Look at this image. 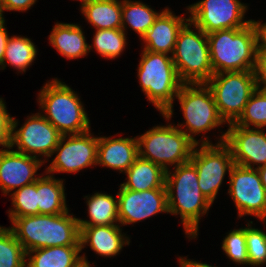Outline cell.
<instances>
[{
    "label": "cell",
    "instance_id": "obj_34",
    "mask_svg": "<svg viewBox=\"0 0 266 267\" xmlns=\"http://www.w3.org/2000/svg\"><path fill=\"white\" fill-rule=\"evenodd\" d=\"M222 249L226 256L238 265H249L245 227L229 232L223 239Z\"/></svg>",
    "mask_w": 266,
    "mask_h": 267
},
{
    "label": "cell",
    "instance_id": "obj_28",
    "mask_svg": "<svg viewBox=\"0 0 266 267\" xmlns=\"http://www.w3.org/2000/svg\"><path fill=\"white\" fill-rule=\"evenodd\" d=\"M37 55V49L31 39L21 36H11L5 49L2 67L5 69L6 63L14 66L20 73L32 65Z\"/></svg>",
    "mask_w": 266,
    "mask_h": 267
},
{
    "label": "cell",
    "instance_id": "obj_1",
    "mask_svg": "<svg viewBox=\"0 0 266 267\" xmlns=\"http://www.w3.org/2000/svg\"><path fill=\"white\" fill-rule=\"evenodd\" d=\"M174 169L173 173L166 171L168 210L173 215H180L185 234L189 239H195L200 217L208 213L212 203L201 192L198 173L191 161Z\"/></svg>",
    "mask_w": 266,
    "mask_h": 267
},
{
    "label": "cell",
    "instance_id": "obj_29",
    "mask_svg": "<svg viewBox=\"0 0 266 267\" xmlns=\"http://www.w3.org/2000/svg\"><path fill=\"white\" fill-rule=\"evenodd\" d=\"M126 31L120 29H97L93 38V45L89 50L95 48L98 54L104 58L115 59L121 55L126 42ZM93 46V47H92Z\"/></svg>",
    "mask_w": 266,
    "mask_h": 267
},
{
    "label": "cell",
    "instance_id": "obj_25",
    "mask_svg": "<svg viewBox=\"0 0 266 267\" xmlns=\"http://www.w3.org/2000/svg\"><path fill=\"white\" fill-rule=\"evenodd\" d=\"M63 180L51 174L37 179V199L39 214L56 215L67 212Z\"/></svg>",
    "mask_w": 266,
    "mask_h": 267
},
{
    "label": "cell",
    "instance_id": "obj_7",
    "mask_svg": "<svg viewBox=\"0 0 266 267\" xmlns=\"http://www.w3.org/2000/svg\"><path fill=\"white\" fill-rule=\"evenodd\" d=\"M189 20L179 31L172 60L183 83H206L214 74L207 34Z\"/></svg>",
    "mask_w": 266,
    "mask_h": 267
},
{
    "label": "cell",
    "instance_id": "obj_36",
    "mask_svg": "<svg viewBox=\"0 0 266 267\" xmlns=\"http://www.w3.org/2000/svg\"><path fill=\"white\" fill-rule=\"evenodd\" d=\"M253 72L256 89L266 92V52H257Z\"/></svg>",
    "mask_w": 266,
    "mask_h": 267
},
{
    "label": "cell",
    "instance_id": "obj_35",
    "mask_svg": "<svg viewBox=\"0 0 266 267\" xmlns=\"http://www.w3.org/2000/svg\"><path fill=\"white\" fill-rule=\"evenodd\" d=\"M13 117L6 110L5 103L0 98V145L4 148H11Z\"/></svg>",
    "mask_w": 266,
    "mask_h": 267
},
{
    "label": "cell",
    "instance_id": "obj_41",
    "mask_svg": "<svg viewBox=\"0 0 266 267\" xmlns=\"http://www.w3.org/2000/svg\"><path fill=\"white\" fill-rule=\"evenodd\" d=\"M264 189L266 190V165L258 169Z\"/></svg>",
    "mask_w": 266,
    "mask_h": 267
},
{
    "label": "cell",
    "instance_id": "obj_3",
    "mask_svg": "<svg viewBox=\"0 0 266 267\" xmlns=\"http://www.w3.org/2000/svg\"><path fill=\"white\" fill-rule=\"evenodd\" d=\"M138 79L148 101L153 103L166 120L171 119L173 101L183 84L172 56L143 50L138 65Z\"/></svg>",
    "mask_w": 266,
    "mask_h": 267
},
{
    "label": "cell",
    "instance_id": "obj_2",
    "mask_svg": "<svg viewBox=\"0 0 266 267\" xmlns=\"http://www.w3.org/2000/svg\"><path fill=\"white\" fill-rule=\"evenodd\" d=\"M9 227L26 252L53 246L80 245L78 218L69 211L10 218Z\"/></svg>",
    "mask_w": 266,
    "mask_h": 267
},
{
    "label": "cell",
    "instance_id": "obj_26",
    "mask_svg": "<svg viewBox=\"0 0 266 267\" xmlns=\"http://www.w3.org/2000/svg\"><path fill=\"white\" fill-rule=\"evenodd\" d=\"M87 200L89 220L78 218L79 226L114 225L119 223L118 198L106 193L84 196Z\"/></svg>",
    "mask_w": 266,
    "mask_h": 267
},
{
    "label": "cell",
    "instance_id": "obj_14",
    "mask_svg": "<svg viewBox=\"0 0 266 267\" xmlns=\"http://www.w3.org/2000/svg\"><path fill=\"white\" fill-rule=\"evenodd\" d=\"M97 146L98 137H93L90 130L81 134L62 135L53 151V155L56 152L57 155L46 168V174L76 173L89 166H96Z\"/></svg>",
    "mask_w": 266,
    "mask_h": 267
},
{
    "label": "cell",
    "instance_id": "obj_5",
    "mask_svg": "<svg viewBox=\"0 0 266 267\" xmlns=\"http://www.w3.org/2000/svg\"><path fill=\"white\" fill-rule=\"evenodd\" d=\"M42 114L62 135L90 130V120L79 96L57 78L48 81L38 94Z\"/></svg>",
    "mask_w": 266,
    "mask_h": 267
},
{
    "label": "cell",
    "instance_id": "obj_24",
    "mask_svg": "<svg viewBox=\"0 0 266 267\" xmlns=\"http://www.w3.org/2000/svg\"><path fill=\"white\" fill-rule=\"evenodd\" d=\"M81 12L96 30L122 28L121 0H90L81 5Z\"/></svg>",
    "mask_w": 266,
    "mask_h": 267
},
{
    "label": "cell",
    "instance_id": "obj_39",
    "mask_svg": "<svg viewBox=\"0 0 266 267\" xmlns=\"http://www.w3.org/2000/svg\"><path fill=\"white\" fill-rule=\"evenodd\" d=\"M8 35L9 34L5 28V19L4 17L0 18V68L2 66L5 49L8 43Z\"/></svg>",
    "mask_w": 266,
    "mask_h": 267
},
{
    "label": "cell",
    "instance_id": "obj_22",
    "mask_svg": "<svg viewBox=\"0 0 266 267\" xmlns=\"http://www.w3.org/2000/svg\"><path fill=\"white\" fill-rule=\"evenodd\" d=\"M81 26L56 23L49 35L51 45L66 59H76L90 52Z\"/></svg>",
    "mask_w": 266,
    "mask_h": 267
},
{
    "label": "cell",
    "instance_id": "obj_21",
    "mask_svg": "<svg viewBox=\"0 0 266 267\" xmlns=\"http://www.w3.org/2000/svg\"><path fill=\"white\" fill-rule=\"evenodd\" d=\"M80 245L53 246L26 252V267H79L90 264L85 254L80 256ZM32 255V256H31Z\"/></svg>",
    "mask_w": 266,
    "mask_h": 267
},
{
    "label": "cell",
    "instance_id": "obj_4",
    "mask_svg": "<svg viewBox=\"0 0 266 267\" xmlns=\"http://www.w3.org/2000/svg\"><path fill=\"white\" fill-rule=\"evenodd\" d=\"M207 38L214 74L253 71L258 51L252 23L245 28L214 31Z\"/></svg>",
    "mask_w": 266,
    "mask_h": 267
},
{
    "label": "cell",
    "instance_id": "obj_6",
    "mask_svg": "<svg viewBox=\"0 0 266 267\" xmlns=\"http://www.w3.org/2000/svg\"><path fill=\"white\" fill-rule=\"evenodd\" d=\"M138 156L162 167L165 171L190 161L196 146L177 126H154L137 137ZM168 166V167H167Z\"/></svg>",
    "mask_w": 266,
    "mask_h": 267
},
{
    "label": "cell",
    "instance_id": "obj_38",
    "mask_svg": "<svg viewBox=\"0 0 266 267\" xmlns=\"http://www.w3.org/2000/svg\"><path fill=\"white\" fill-rule=\"evenodd\" d=\"M256 30L257 35V51L266 52V23L261 24L260 21L252 20L251 22Z\"/></svg>",
    "mask_w": 266,
    "mask_h": 267
},
{
    "label": "cell",
    "instance_id": "obj_15",
    "mask_svg": "<svg viewBox=\"0 0 266 267\" xmlns=\"http://www.w3.org/2000/svg\"><path fill=\"white\" fill-rule=\"evenodd\" d=\"M223 142L230 148L234 164L252 169L255 165V169L266 165V133L263 129L229 125L218 140V143Z\"/></svg>",
    "mask_w": 266,
    "mask_h": 267
},
{
    "label": "cell",
    "instance_id": "obj_44",
    "mask_svg": "<svg viewBox=\"0 0 266 267\" xmlns=\"http://www.w3.org/2000/svg\"><path fill=\"white\" fill-rule=\"evenodd\" d=\"M79 1H81L82 2L81 5H83L84 3H87L90 0H79Z\"/></svg>",
    "mask_w": 266,
    "mask_h": 267
},
{
    "label": "cell",
    "instance_id": "obj_31",
    "mask_svg": "<svg viewBox=\"0 0 266 267\" xmlns=\"http://www.w3.org/2000/svg\"><path fill=\"white\" fill-rule=\"evenodd\" d=\"M251 128L263 129L266 126V92L256 89L250 96L249 101L240 117L231 124Z\"/></svg>",
    "mask_w": 266,
    "mask_h": 267
},
{
    "label": "cell",
    "instance_id": "obj_43",
    "mask_svg": "<svg viewBox=\"0 0 266 267\" xmlns=\"http://www.w3.org/2000/svg\"><path fill=\"white\" fill-rule=\"evenodd\" d=\"M79 267H91V265L90 264L82 263Z\"/></svg>",
    "mask_w": 266,
    "mask_h": 267
},
{
    "label": "cell",
    "instance_id": "obj_30",
    "mask_svg": "<svg viewBox=\"0 0 266 267\" xmlns=\"http://www.w3.org/2000/svg\"><path fill=\"white\" fill-rule=\"evenodd\" d=\"M26 251L10 228L0 226V267H26Z\"/></svg>",
    "mask_w": 266,
    "mask_h": 267
},
{
    "label": "cell",
    "instance_id": "obj_40",
    "mask_svg": "<svg viewBox=\"0 0 266 267\" xmlns=\"http://www.w3.org/2000/svg\"><path fill=\"white\" fill-rule=\"evenodd\" d=\"M179 264H180V267H215V266H211V265L206 264V263H201L199 261L198 262L193 261V260L187 259L185 257L179 258Z\"/></svg>",
    "mask_w": 266,
    "mask_h": 267
},
{
    "label": "cell",
    "instance_id": "obj_32",
    "mask_svg": "<svg viewBox=\"0 0 266 267\" xmlns=\"http://www.w3.org/2000/svg\"><path fill=\"white\" fill-rule=\"evenodd\" d=\"M11 195L13 209H9V218L39 215L37 199V181L13 191Z\"/></svg>",
    "mask_w": 266,
    "mask_h": 267
},
{
    "label": "cell",
    "instance_id": "obj_8",
    "mask_svg": "<svg viewBox=\"0 0 266 267\" xmlns=\"http://www.w3.org/2000/svg\"><path fill=\"white\" fill-rule=\"evenodd\" d=\"M176 98L186 121L184 125L177 124V127L196 144H200L194 137L196 134L207 133L225 123L206 83H183Z\"/></svg>",
    "mask_w": 266,
    "mask_h": 267
},
{
    "label": "cell",
    "instance_id": "obj_42",
    "mask_svg": "<svg viewBox=\"0 0 266 267\" xmlns=\"http://www.w3.org/2000/svg\"><path fill=\"white\" fill-rule=\"evenodd\" d=\"M3 12H2V0H0V18H3Z\"/></svg>",
    "mask_w": 266,
    "mask_h": 267
},
{
    "label": "cell",
    "instance_id": "obj_23",
    "mask_svg": "<svg viewBox=\"0 0 266 267\" xmlns=\"http://www.w3.org/2000/svg\"><path fill=\"white\" fill-rule=\"evenodd\" d=\"M125 174H127V181L121 183V186L125 189L147 191L156 188H166V171L155 163L139 156Z\"/></svg>",
    "mask_w": 266,
    "mask_h": 267
},
{
    "label": "cell",
    "instance_id": "obj_37",
    "mask_svg": "<svg viewBox=\"0 0 266 267\" xmlns=\"http://www.w3.org/2000/svg\"><path fill=\"white\" fill-rule=\"evenodd\" d=\"M37 0H2V12L29 10Z\"/></svg>",
    "mask_w": 266,
    "mask_h": 267
},
{
    "label": "cell",
    "instance_id": "obj_20",
    "mask_svg": "<svg viewBox=\"0 0 266 267\" xmlns=\"http://www.w3.org/2000/svg\"><path fill=\"white\" fill-rule=\"evenodd\" d=\"M119 224L100 226H80V247L90 248L100 256L114 257L123 248L129 245L130 239L122 234Z\"/></svg>",
    "mask_w": 266,
    "mask_h": 267
},
{
    "label": "cell",
    "instance_id": "obj_16",
    "mask_svg": "<svg viewBox=\"0 0 266 267\" xmlns=\"http://www.w3.org/2000/svg\"><path fill=\"white\" fill-rule=\"evenodd\" d=\"M117 198L121 226L136 223L157 213H169L166 188L131 191L120 185Z\"/></svg>",
    "mask_w": 266,
    "mask_h": 267
},
{
    "label": "cell",
    "instance_id": "obj_33",
    "mask_svg": "<svg viewBox=\"0 0 266 267\" xmlns=\"http://www.w3.org/2000/svg\"><path fill=\"white\" fill-rule=\"evenodd\" d=\"M252 223L253 221H250L245 227L247 254L249 265L259 266L266 263V233L258 228H252L250 225Z\"/></svg>",
    "mask_w": 266,
    "mask_h": 267
},
{
    "label": "cell",
    "instance_id": "obj_9",
    "mask_svg": "<svg viewBox=\"0 0 266 267\" xmlns=\"http://www.w3.org/2000/svg\"><path fill=\"white\" fill-rule=\"evenodd\" d=\"M206 84L213 94L220 117L228 124L240 117L256 90L253 71L213 74Z\"/></svg>",
    "mask_w": 266,
    "mask_h": 267
},
{
    "label": "cell",
    "instance_id": "obj_19",
    "mask_svg": "<svg viewBox=\"0 0 266 267\" xmlns=\"http://www.w3.org/2000/svg\"><path fill=\"white\" fill-rule=\"evenodd\" d=\"M138 157V141L134 138L98 137L97 164L126 172Z\"/></svg>",
    "mask_w": 266,
    "mask_h": 267
},
{
    "label": "cell",
    "instance_id": "obj_13",
    "mask_svg": "<svg viewBox=\"0 0 266 267\" xmlns=\"http://www.w3.org/2000/svg\"><path fill=\"white\" fill-rule=\"evenodd\" d=\"M18 121L13 118L11 148L17 152L38 158L51 157L62 134L41 114L28 116L26 122L16 131ZM39 155V156H37Z\"/></svg>",
    "mask_w": 266,
    "mask_h": 267
},
{
    "label": "cell",
    "instance_id": "obj_27",
    "mask_svg": "<svg viewBox=\"0 0 266 267\" xmlns=\"http://www.w3.org/2000/svg\"><path fill=\"white\" fill-rule=\"evenodd\" d=\"M160 13L140 1L122 0V29L129 25L142 38Z\"/></svg>",
    "mask_w": 266,
    "mask_h": 267
},
{
    "label": "cell",
    "instance_id": "obj_11",
    "mask_svg": "<svg viewBox=\"0 0 266 267\" xmlns=\"http://www.w3.org/2000/svg\"><path fill=\"white\" fill-rule=\"evenodd\" d=\"M247 6L239 0H202L188 6L189 20L206 34L223 29L245 28Z\"/></svg>",
    "mask_w": 266,
    "mask_h": 267
},
{
    "label": "cell",
    "instance_id": "obj_18",
    "mask_svg": "<svg viewBox=\"0 0 266 267\" xmlns=\"http://www.w3.org/2000/svg\"><path fill=\"white\" fill-rule=\"evenodd\" d=\"M187 22L189 18L176 16L169 8L162 10L141 38L145 43L143 50L167 55L171 53L172 56L178 33Z\"/></svg>",
    "mask_w": 266,
    "mask_h": 267
},
{
    "label": "cell",
    "instance_id": "obj_12",
    "mask_svg": "<svg viewBox=\"0 0 266 267\" xmlns=\"http://www.w3.org/2000/svg\"><path fill=\"white\" fill-rule=\"evenodd\" d=\"M228 194L233 199L239 217L254 215L266 222V190L258 169L234 164L229 172Z\"/></svg>",
    "mask_w": 266,
    "mask_h": 267
},
{
    "label": "cell",
    "instance_id": "obj_17",
    "mask_svg": "<svg viewBox=\"0 0 266 267\" xmlns=\"http://www.w3.org/2000/svg\"><path fill=\"white\" fill-rule=\"evenodd\" d=\"M0 149V187L4 195L37 181L38 169L45 160L15 150Z\"/></svg>",
    "mask_w": 266,
    "mask_h": 267
},
{
    "label": "cell",
    "instance_id": "obj_10",
    "mask_svg": "<svg viewBox=\"0 0 266 267\" xmlns=\"http://www.w3.org/2000/svg\"><path fill=\"white\" fill-rule=\"evenodd\" d=\"M208 139L204 138L201 144H196L190 161L196 167L201 192L213 204L224 176L227 172L229 174L234 161L230 148L224 142L213 145Z\"/></svg>",
    "mask_w": 266,
    "mask_h": 267
}]
</instances>
